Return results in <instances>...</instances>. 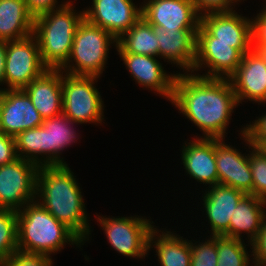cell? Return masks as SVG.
I'll return each mask as SVG.
<instances>
[{"mask_svg":"<svg viewBox=\"0 0 266 266\" xmlns=\"http://www.w3.org/2000/svg\"><path fill=\"white\" fill-rule=\"evenodd\" d=\"M116 49L118 53L159 56V44L155 28L141 17L118 40Z\"/></svg>","mask_w":266,"mask_h":266,"instance_id":"484cf974","label":"cell"},{"mask_svg":"<svg viewBox=\"0 0 266 266\" xmlns=\"http://www.w3.org/2000/svg\"><path fill=\"white\" fill-rule=\"evenodd\" d=\"M97 220L111 247L126 257L144 258L149 252V235L153 221L142 216L102 217Z\"/></svg>","mask_w":266,"mask_h":266,"instance_id":"ba28073f","label":"cell"},{"mask_svg":"<svg viewBox=\"0 0 266 266\" xmlns=\"http://www.w3.org/2000/svg\"><path fill=\"white\" fill-rule=\"evenodd\" d=\"M36 196V201L83 243L89 240L90 220H88L81 189L68 164L39 166Z\"/></svg>","mask_w":266,"mask_h":266,"instance_id":"7a4b0ae2","label":"cell"},{"mask_svg":"<svg viewBox=\"0 0 266 266\" xmlns=\"http://www.w3.org/2000/svg\"><path fill=\"white\" fill-rule=\"evenodd\" d=\"M28 10L30 13L34 16V18L40 14H43L45 12H48L50 10H55L57 8H60L62 6H65L70 2L64 1L63 4L58 5L57 0H24Z\"/></svg>","mask_w":266,"mask_h":266,"instance_id":"8d00e7d4","label":"cell"},{"mask_svg":"<svg viewBox=\"0 0 266 266\" xmlns=\"http://www.w3.org/2000/svg\"><path fill=\"white\" fill-rule=\"evenodd\" d=\"M252 20V49L266 52V6Z\"/></svg>","mask_w":266,"mask_h":266,"instance_id":"1f68e13d","label":"cell"},{"mask_svg":"<svg viewBox=\"0 0 266 266\" xmlns=\"http://www.w3.org/2000/svg\"><path fill=\"white\" fill-rule=\"evenodd\" d=\"M5 59H6V42L0 41V85L4 84Z\"/></svg>","mask_w":266,"mask_h":266,"instance_id":"74e56055","label":"cell"},{"mask_svg":"<svg viewBox=\"0 0 266 266\" xmlns=\"http://www.w3.org/2000/svg\"><path fill=\"white\" fill-rule=\"evenodd\" d=\"M245 126L251 145L260 148L266 142V113Z\"/></svg>","mask_w":266,"mask_h":266,"instance_id":"e575fe53","label":"cell"},{"mask_svg":"<svg viewBox=\"0 0 266 266\" xmlns=\"http://www.w3.org/2000/svg\"><path fill=\"white\" fill-rule=\"evenodd\" d=\"M178 73L171 103L203 131L204 138L224 139L233 109L240 105L229 79Z\"/></svg>","mask_w":266,"mask_h":266,"instance_id":"6da1fadb","label":"cell"},{"mask_svg":"<svg viewBox=\"0 0 266 266\" xmlns=\"http://www.w3.org/2000/svg\"><path fill=\"white\" fill-rule=\"evenodd\" d=\"M0 131L11 137L43 123L30 97L23 89L0 88Z\"/></svg>","mask_w":266,"mask_h":266,"instance_id":"9a60e30c","label":"cell"},{"mask_svg":"<svg viewBox=\"0 0 266 266\" xmlns=\"http://www.w3.org/2000/svg\"><path fill=\"white\" fill-rule=\"evenodd\" d=\"M200 16L208 13L233 12L236 0H190Z\"/></svg>","mask_w":266,"mask_h":266,"instance_id":"d6a6232c","label":"cell"},{"mask_svg":"<svg viewBox=\"0 0 266 266\" xmlns=\"http://www.w3.org/2000/svg\"><path fill=\"white\" fill-rule=\"evenodd\" d=\"M17 251V212L0 209V266Z\"/></svg>","mask_w":266,"mask_h":266,"instance_id":"83f0119b","label":"cell"},{"mask_svg":"<svg viewBox=\"0 0 266 266\" xmlns=\"http://www.w3.org/2000/svg\"><path fill=\"white\" fill-rule=\"evenodd\" d=\"M266 201L246 194L237 204L229 223V238L243 239L247 234L251 243L258 235L264 215L266 214Z\"/></svg>","mask_w":266,"mask_h":266,"instance_id":"603a6c76","label":"cell"},{"mask_svg":"<svg viewBox=\"0 0 266 266\" xmlns=\"http://www.w3.org/2000/svg\"><path fill=\"white\" fill-rule=\"evenodd\" d=\"M23 90L43 120L62 113L61 70L47 69Z\"/></svg>","mask_w":266,"mask_h":266,"instance_id":"7402d4cb","label":"cell"},{"mask_svg":"<svg viewBox=\"0 0 266 266\" xmlns=\"http://www.w3.org/2000/svg\"><path fill=\"white\" fill-rule=\"evenodd\" d=\"M17 235L18 251L49 257L66 243L80 248L84 244L36 200L17 212Z\"/></svg>","mask_w":266,"mask_h":266,"instance_id":"3957f363","label":"cell"},{"mask_svg":"<svg viewBox=\"0 0 266 266\" xmlns=\"http://www.w3.org/2000/svg\"><path fill=\"white\" fill-rule=\"evenodd\" d=\"M34 16L24 0H0V41L24 39L33 34Z\"/></svg>","mask_w":266,"mask_h":266,"instance_id":"cb8c5ba5","label":"cell"},{"mask_svg":"<svg viewBox=\"0 0 266 266\" xmlns=\"http://www.w3.org/2000/svg\"><path fill=\"white\" fill-rule=\"evenodd\" d=\"M224 139L215 138V157L219 183L253 195L249 153L242 154ZM247 155V156H246Z\"/></svg>","mask_w":266,"mask_h":266,"instance_id":"ac0fdd59","label":"cell"},{"mask_svg":"<svg viewBox=\"0 0 266 266\" xmlns=\"http://www.w3.org/2000/svg\"><path fill=\"white\" fill-rule=\"evenodd\" d=\"M142 17L163 30H198L200 15L190 0H145Z\"/></svg>","mask_w":266,"mask_h":266,"instance_id":"7c38bea8","label":"cell"},{"mask_svg":"<svg viewBox=\"0 0 266 266\" xmlns=\"http://www.w3.org/2000/svg\"><path fill=\"white\" fill-rule=\"evenodd\" d=\"M73 124L61 113L44 119L39 127L20 132L14 138L17 156L38 166L67 165L60 155L79 139Z\"/></svg>","mask_w":266,"mask_h":266,"instance_id":"5b68a950","label":"cell"},{"mask_svg":"<svg viewBox=\"0 0 266 266\" xmlns=\"http://www.w3.org/2000/svg\"><path fill=\"white\" fill-rule=\"evenodd\" d=\"M39 166L18 157L0 166V209L18 212L36 199Z\"/></svg>","mask_w":266,"mask_h":266,"instance_id":"30bf717a","label":"cell"},{"mask_svg":"<svg viewBox=\"0 0 266 266\" xmlns=\"http://www.w3.org/2000/svg\"><path fill=\"white\" fill-rule=\"evenodd\" d=\"M238 104L244 101L266 103V53L251 49L228 78Z\"/></svg>","mask_w":266,"mask_h":266,"instance_id":"5bb4252c","label":"cell"},{"mask_svg":"<svg viewBox=\"0 0 266 266\" xmlns=\"http://www.w3.org/2000/svg\"><path fill=\"white\" fill-rule=\"evenodd\" d=\"M244 240L216 236L217 266H249L250 255Z\"/></svg>","mask_w":266,"mask_h":266,"instance_id":"4316f807","label":"cell"},{"mask_svg":"<svg viewBox=\"0 0 266 266\" xmlns=\"http://www.w3.org/2000/svg\"><path fill=\"white\" fill-rule=\"evenodd\" d=\"M52 258L43 254L15 252L4 266H52Z\"/></svg>","mask_w":266,"mask_h":266,"instance_id":"4dcf8cb0","label":"cell"},{"mask_svg":"<svg viewBox=\"0 0 266 266\" xmlns=\"http://www.w3.org/2000/svg\"><path fill=\"white\" fill-rule=\"evenodd\" d=\"M259 149L266 154V142Z\"/></svg>","mask_w":266,"mask_h":266,"instance_id":"f35d334b","label":"cell"},{"mask_svg":"<svg viewBox=\"0 0 266 266\" xmlns=\"http://www.w3.org/2000/svg\"><path fill=\"white\" fill-rule=\"evenodd\" d=\"M46 70L40 57L38 41L33 34L24 39L6 42L5 89H24Z\"/></svg>","mask_w":266,"mask_h":266,"instance_id":"8fae6325","label":"cell"},{"mask_svg":"<svg viewBox=\"0 0 266 266\" xmlns=\"http://www.w3.org/2000/svg\"><path fill=\"white\" fill-rule=\"evenodd\" d=\"M111 44L116 47L117 40L107 30L84 18L76 29L67 63L60 70L71 75L100 77L105 70Z\"/></svg>","mask_w":266,"mask_h":266,"instance_id":"8992f818","label":"cell"},{"mask_svg":"<svg viewBox=\"0 0 266 266\" xmlns=\"http://www.w3.org/2000/svg\"><path fill=\"white\" fill-rule=\"evenodd\" d=\"M72 4L69 2L34 18L33 35L47 69L60 70L70 56L76 29L84 19V10L76 12Z\"/></svg>","mask_w":266,"mask_h":266,"instance_id":"277c9868","label":"cell"},{"mask_svg":"<svg viewBox=\"0 0 266 266\" xmlns=\"http://www.w3.org/2000/svg\"><path fill=\"white\" fill-rule=\"evenodd\" d=\"M240 138H243L246 146L251 151L249 164L253 179V195L266 201V154L257 147L251 145L249 137L245 134V126L242 127Z\"/></svg>","mask_w":266,"mask_h":266,"instance_id":"f1b7e54d","label":"cell"},{"mask_svg":"<svg viewBox=\"0 0 266 266\" xmlns=\"http://www.w3.org/2000/svg\"><path fill=\"white\" fill-rule=\"evenodd\" d=\"M159 44V57L174 63L185 73H193L198 30H163L154 27ZM185 70V71H184Z\"/></svg>","mask_w":266,"mask_h":266,"instance_id":"44dd1931","label":"cell"},{"mask_svg":"<svg viewBox=\"0 0 266 266\" xmlns=\"http://www.w3.org/2000/svg\"><path fill=\"white\" fill-rule=\"evenodd\" d=\"M98 78L61 71L62 113L73 123L100 124L104 120V102L94 85Z\"/></svg>","mask_w":266,"mask_h":266,"instance_id":"52a82bcc","label":"cell"},{"mask_svg":"<svg viewBox=\"0 0 266 266\" xmlns=\"http://www.w3.org/2000/svg\"><path fill=\"white\" fill-rule=\"evenodd\" d=\"M184 239L174 232L158 230L156 226L149 235V251L153 247L156 249L160 266H190L191 244Z\"/></svg>","mask_w":266,"mask_h":266,"instance_id":"d4e9b609","label":"cell"},{"mask_svg":"<svg viewBox=\"0 0 266 266\" xmlns=\"http://www.w3.org/2000/svg\"><path fill=\"white\" fill-rule=\"evenodd\" d=\"M249 245L252 246V264L254 266H266V214L263 217L258 235L250 244L248 243Z\"/></svg>","mask_w":266,"mask_h":266,"instance_id":"836d02e7","label":"cell"},{"mask_svg":"<svg viewBox=\"0 0 266 266\" xmlns=\"http://www.w3.org/2000/svg\"><path fill=\"white\" fill-rule=\"evenodd\" d=\"M17 158L14 137L0 131V166L11 163Z\"/></svg>","mask_w":266,"mask_h":266,"instance_id":"d590c367","label":"cell"},{"mask_svg":"<svg viewBox=\"0 0 266 266\" xmlns=\"http://www.w3.org/2000/svg\"><path fill=\"white\" fill-rule=\"evenodd\" d=\"M182 164L187 175L210 186L219 183V177L215 157V138H204L203 136L182 146ZM202 182V183H201Z\"/></svg>","mask_w":266,"mask_h":266,"instance_id":"ffe728a7","label":"cell"},{"mask_svg":"<svg viewBox=\"0 0 266 266\" xmlns=\"http://www.w3.org/2000/svg\"><path fill=\"white\" fill-rule=\"evenodd\" d=\"M207 190V191H206ZM203 207L208 217L211 236L229 237V223L239 201L246 195L244 192L224 184L206 188Z\"/></svg>","mask_w":266,"mask_h":266,"instance_id":"d6986e66","label":"cell"},{"mask_svg":"<svg viewBox=\"0 0 266 266\" xmlns=\"http://www.w3.org/2000/svg\"><path fill=\"white\" fill-rule=\"evenodd\" d=\"M243 53L235 44L214 42V37L200 24L196 33V57L194 71L204 70L207 73L194 74L203 78L228 79L238 68Z\"/></svg>","mask_w":266,"mask_h":266,"instance_id":"9c48e42d","label":"cell"},{"mask_svg":"<svg viewBox=\"0 0 266 266\" xmlns=\"http://www.w3.org/2000/svg\"><path fill=\"white\" fill-rule=\"evenodd\" d=\"M92 7L84 10V18L107 30L116 40L125 34L141 17L142 5L133 0H92Z\"/></svg>","mask_w":266,"mask_h":266,"instance_id":"4fadbf2b","label":"cell"},{"mask_svg":"<svg viewBox=\"0 0 266 266\" xmlns=\"http://www.w3.org/2000/svg\"><path fill=\"white\" fill-rule=\"evenodd\" d=\"M190 241L191 244V265L190 266H217V248L216 236H211L205 242H199L197 245Z\"/></svg>","mask_w":266,"mask_h":266,"instance_id":"f546056e","label":"cell"},{"mask_svg":"<svg viewBox=\"0 0 266 266\" xmlns=\"http://www.w3.org/2000/svg\"><path fill=\"white\" fill-rule=\"evenodd\" d=\"M200 24L214 37V42L235 44L243 54L252 49V20L236 11L208 13Z\"/></svg>","mask_w":266,"mask_h":266,"instance_id":"2e32d148","label":"cell"},{"mask_svg":"<svg viewBox=\"0 0 266 266\" xmlns=\"http://www.w3.org/2000/svg\"><path fill=\"white\" fill-rule=\"evenodd\" d=\"M124 61L126 69L129 71L135 82L155 91L154 93L165 97L169 101L173 97L174 81L177 75L166 73L164 67L154 56L137 55L130 53H118Z\"/></svg>","mask_w":266,"mask_h":266,"instance_id":"e0dca14e","label":"cell"}]
</instances>
